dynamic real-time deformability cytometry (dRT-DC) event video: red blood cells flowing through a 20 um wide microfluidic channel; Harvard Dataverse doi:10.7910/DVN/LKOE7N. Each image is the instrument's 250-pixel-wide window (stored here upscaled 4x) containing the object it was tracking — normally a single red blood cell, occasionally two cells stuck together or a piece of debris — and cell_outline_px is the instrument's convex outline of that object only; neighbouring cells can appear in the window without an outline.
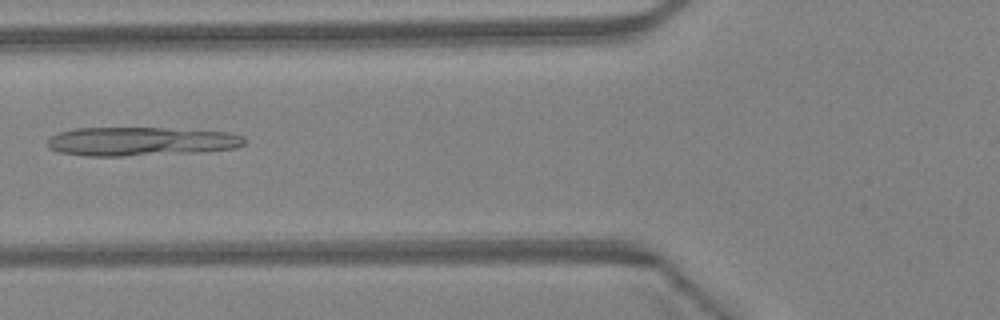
{"species": "Egyptian fruit bat (a non-hibernating species)", "species_latin": "Rousettus aegyptiacus", "temperature_condition": "warm", "stored_images_in_passage": 31, "camera_frame_rate_fps": 3000, "um_per_image_px": 0.085, "animal": {"sex": "female"}, "frame": {"image": 1, "passage_image": 4, "time_ms": 1.0, "image_size_px": [1000, 320], "cell_outline_px": [[244, 144], [236, 148], [204, 152], [124, 156], [84, 156], [56, 152], [48, 148], [48, 140], [52, 136], [60, 132], [76, 128], [164, 128], [232, 132], [244, 136]], "centroid_in_image_um": [12.0, 12.03], "position_along_channel_um": 113.8, "area_um2": 33.41}}
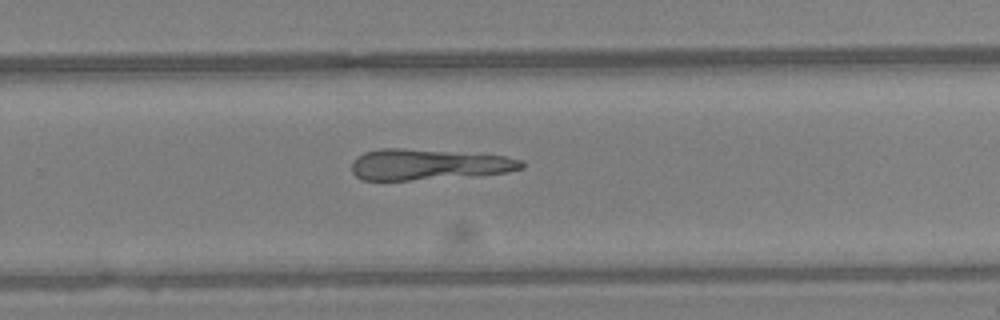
{"frame": {"image": 2, "passage_image": 16, "time_ms": 5.0, "image_size_px": [1000, 320], "cell_outline_px": [[524, 168], [504, 172], [408, 180], [364, 180], [356, 176], [352, 172], [352, 164], [364, 152], [380, 148], [404, 148], [504, 156], [524, 160]], "centroid_in_image_um": [36.37, 13.97], "position_along_channel_um": 293.4, "area_um2": 29.82}}
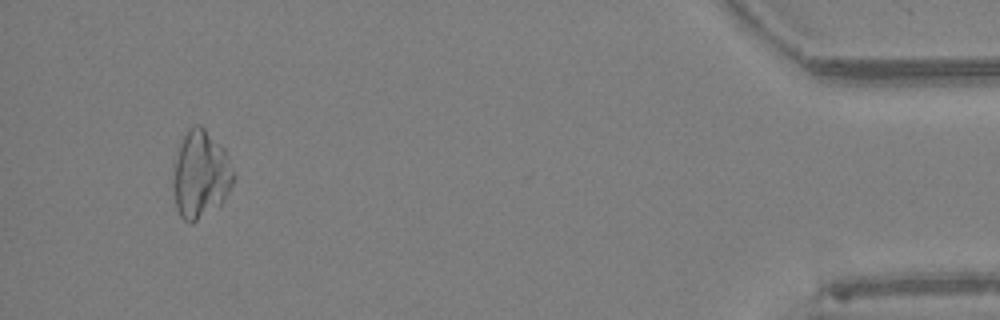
{"frame": {"image": 3, "passage_image": 29, "time_ms": 9.333, "image_size_px": [1000, 320], "cell_outline_px": [[236, 176], [224, 200], [220, 204], [192, 224], [188, 224], [180, 216], [176, 208], [172, 184], [172, 180], [176, 156], [180, 140], [188, 128], [196, 124], [200, 124], [224, 148], [228, 156]], "centroid_in_image_um": [17.04, 14.83], "position_along_channel_um": 418.2, "area_um2": 31.1}}